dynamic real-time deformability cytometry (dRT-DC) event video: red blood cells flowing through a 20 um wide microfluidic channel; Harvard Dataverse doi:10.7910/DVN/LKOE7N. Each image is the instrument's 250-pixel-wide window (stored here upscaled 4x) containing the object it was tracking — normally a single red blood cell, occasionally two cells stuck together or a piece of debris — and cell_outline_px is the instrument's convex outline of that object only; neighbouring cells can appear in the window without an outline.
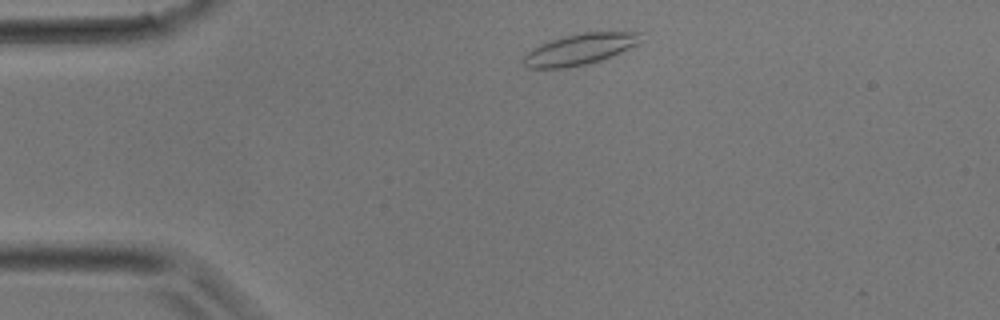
{"species": "common noctule bat (a hibernating species)", "species_latin": "Nyctalus noctula", "temperature_condition": "room temperature", "stored_images_in_passage": 30, "camera_frame_rate_fps": 3000, "um_per_image_px": 0.085, "animal": {"sex": "male", "body_mass_g": 17.9}, "frame": {"image": 1, "passage_image": 2, "time_ms": 0.333, "image_size_px": [1000, 320], "cell_outline_px": [[644, 40], [612, 56], [600, 60], [584, 64], [564, 68], [528, 68], [524, 64], [524, 56], [532, 48], [540, 44], [564, 36], [584, 32], [640, 32]], "centroid_in_image_um": [49.29, 4.18], "position_along_channel_um": 35.7, "area_um2": 20.92}}
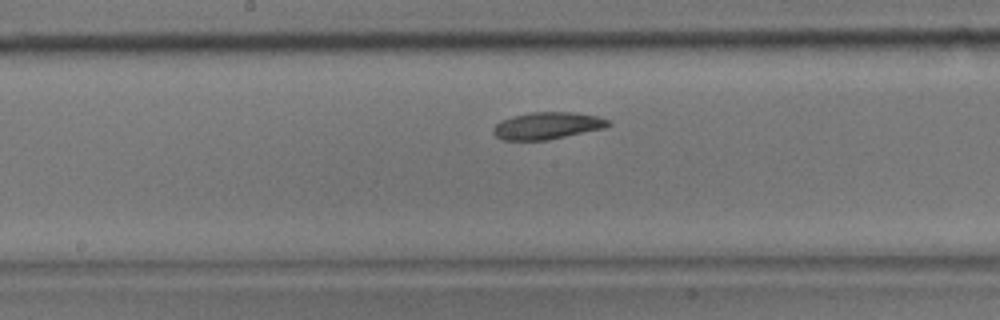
{"frame": {"image": 2, "passage_image": 13, "time_ms": 4.0, "image_size_px": [1000, 320], "cell_outline_px": [[612, 124], [604, 128], [548, 140], [500, 140], [492, 132], [492, 128], [496, 124], [512, 116], [532, 112], [572, 112], [596, 116], [608, 120]], "centroid_in_image_um": [46.5, 10.69], "position_along_channel_um": 201.7, "area_um2": 18.03}}
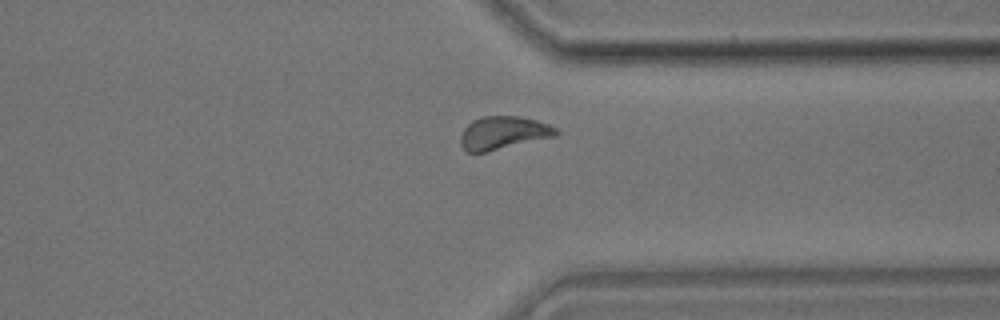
{"frame": {"image": 3, "passage_image": 22, "time_ms": 7.0, "image_size_px": [1000, 320], "cell_outline_px": [[560, 132], [556, 136], [484, 152], [468, 152], [460, 144], [460, 136], [464, 128], [472, 120], [484, 116], [520, 116], [536, 120], [548, 124], [556, 128]], "centroid_in_image_um": [42.78, 11.28], "position_along_channel_um": 368.6, "area_um2": 18.26}}